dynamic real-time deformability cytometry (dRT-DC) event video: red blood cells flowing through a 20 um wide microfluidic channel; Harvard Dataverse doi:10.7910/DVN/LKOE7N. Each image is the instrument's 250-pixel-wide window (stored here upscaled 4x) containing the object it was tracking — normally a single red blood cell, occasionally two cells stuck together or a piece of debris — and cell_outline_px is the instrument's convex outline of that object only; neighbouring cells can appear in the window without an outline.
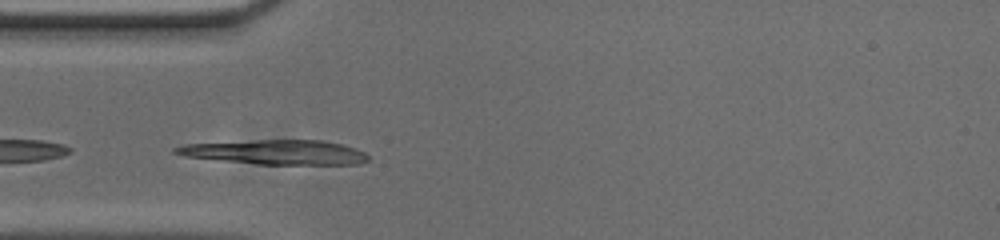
{"species": "common noctule bat (a hibernating species)", "species_latin": "Nyctalus noctula", "temperature_condition": "cold", "stored_images_in_passage": 6, "camera_frame_rate_fps": 3000, "um_per_image_px": 0.085, "animal": {"sex": "male", "body_mass_g": 20.0, "forearm_length_mm": 53.3}, "frame": {"image": 1, "passage_image": 3, "time_ms": 0.667, "image_size_px": [1000, 240], "cell_outline_px": [[368, 160], [360, 164], [256, 164], [184, 156], [172, 152], [172, 148], [184, 144], [256, 140], [320, 140], [340, 144], [364, 152], [368, 156]], "centroid_in_image_um": [23.38, 12.93], "position_along_channel_um": 61.6, "area_um2": 27.28}}